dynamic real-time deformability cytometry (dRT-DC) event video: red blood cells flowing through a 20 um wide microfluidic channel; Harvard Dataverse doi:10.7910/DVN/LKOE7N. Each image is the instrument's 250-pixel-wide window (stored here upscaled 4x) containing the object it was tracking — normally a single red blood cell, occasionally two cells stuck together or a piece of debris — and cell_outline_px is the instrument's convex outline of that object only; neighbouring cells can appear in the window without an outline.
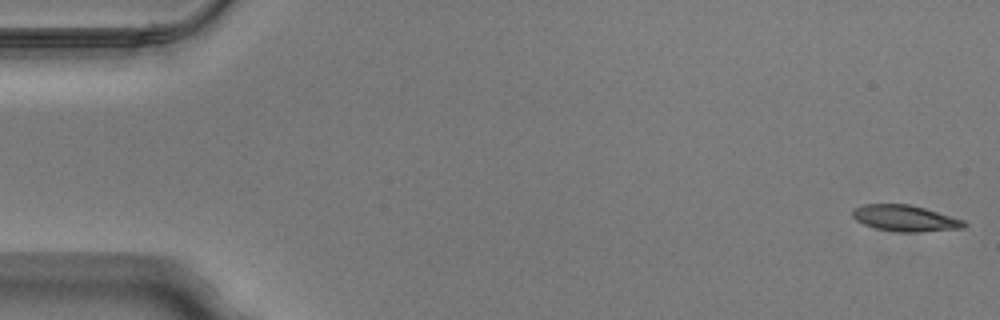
{"species": "Egyptian fruit bat (a non-hibernating species)", "species_latin": "Rousettus aegyptiacus", "temperature_condition": "warm", "stored_images_in_passage": 50, "camera_frame_rate_fps": 3000, "um_per_image_px": 0.085, "animal": {"sex": "male"}, "frame": {"image": 1, "passage_image": 1, "time_ms": 0.0, "image_size_px": [1000, 320], "cell_outline_px": [[968, 224], [964, 228], [916, 232], [896, 232], [876, 228], [864, 224], [856, 220], [852, 216], [852, 208], [864, 204], [908, 204], [924, 208], [964, 220]], "centroid_in_image_um": [76.92, 18.55], "position_along_channel_um": 8.1, "area_um2": 16.99}}
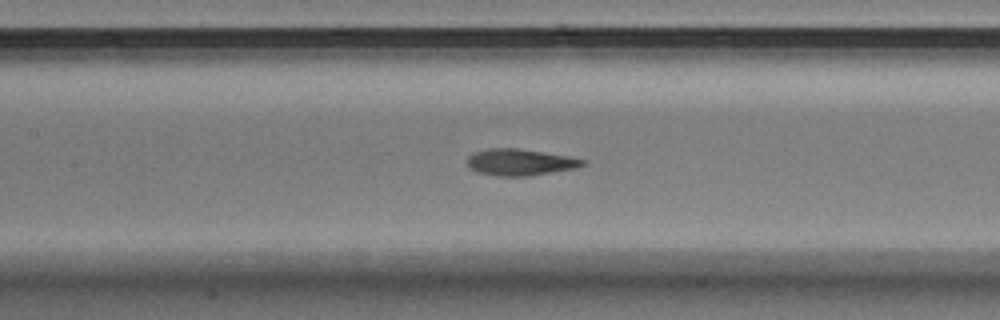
{"frame": {"image": 2, "passage_image": 23, "time_ms": 7.333, "image_size_px": [1000, 320], "cell_outline_px": [[588, 160], [584, 164], [576, 168], [528, 176], [496, 176], [476, 172], [468, 168], [468, 156], [472, 152], [488, 148], [516, 148], [568, 156]], "centroid_in_image_um": [44.16, 13.79], "position_along_channel_um": 163.2, "area_um2": 17.92}}
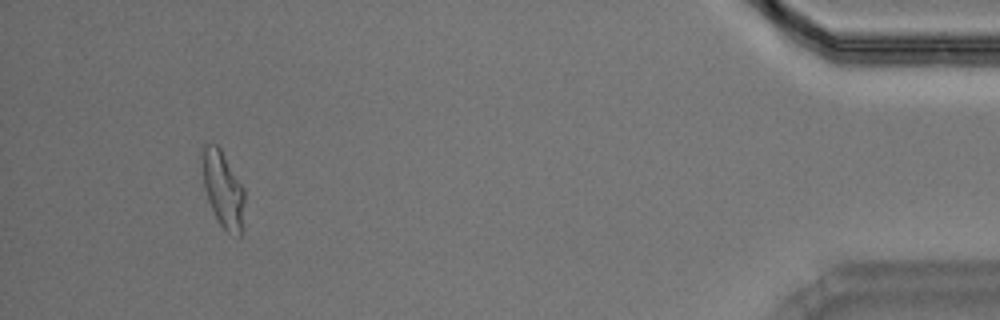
{"frame": {"image": 3, "passage_image": 47, "time_ms": 15.333, "image_size_px": [1000, 320], "cell_outline_px": [[244, 204], [240, 236], [228, 232], [220, 224], [208, 200], [204, 188], [200, 156], [200, 148], [204, 144], [216, 144], [220, 148], [244, 188]], "centroid_in_image_um": [18.91, 16.01], "position_along_channel_um": 416.3, "area_um2": 18.73}, "authors_computed_cell_mechanics": {"area_um2": 17.8891, "velocity_mm_per_s": 4.0179, "shape_relaxation_time_tau1_ms": 3.878, "shape_relaxation_time_tau2_ms": 1.4788, "deformation_change_tau1": 0.1826, "deformation_change_tau2": 0.0911}}